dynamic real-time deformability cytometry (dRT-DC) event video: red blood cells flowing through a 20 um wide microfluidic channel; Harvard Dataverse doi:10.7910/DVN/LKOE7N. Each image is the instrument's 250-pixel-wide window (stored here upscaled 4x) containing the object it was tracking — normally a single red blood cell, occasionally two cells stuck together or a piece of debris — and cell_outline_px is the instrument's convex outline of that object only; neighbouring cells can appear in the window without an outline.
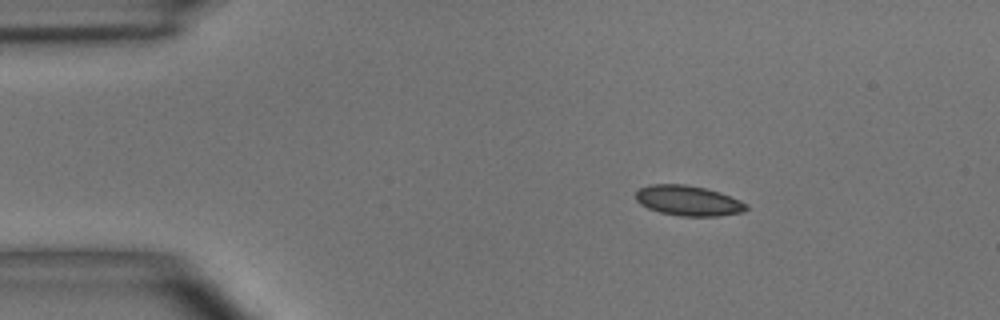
{"species": "common noctule bat (a hibernating species)", "species_latin": "Nyctalus noctula", "temperature_condition": "room temperature", "stored_images_in_passage": 3, "camera_frame_rate_fps": 3000, "um_per_image_px": 0.085, "animal": {"sex": "male", "body_mass_g": 15.6}, "frame": {"image": 1, "passage_image": 2, "time_ms": 1.333, "image_size_px": [1000, 320], "cell_outline_px": [[748, 208], [744, 212], [720, 216], [680, 216], [660, 212], [648, 208], [640, 204], [636, 200], [636, 192], [640, 188], [648, 184], [684, 184], [704, 188], [720, 192], [740, 200], [748, 204]], "centroid_in_image_um": [58.51, 17.06], "position_along_channel_um": 26.5, "area_um2": 19.54}}